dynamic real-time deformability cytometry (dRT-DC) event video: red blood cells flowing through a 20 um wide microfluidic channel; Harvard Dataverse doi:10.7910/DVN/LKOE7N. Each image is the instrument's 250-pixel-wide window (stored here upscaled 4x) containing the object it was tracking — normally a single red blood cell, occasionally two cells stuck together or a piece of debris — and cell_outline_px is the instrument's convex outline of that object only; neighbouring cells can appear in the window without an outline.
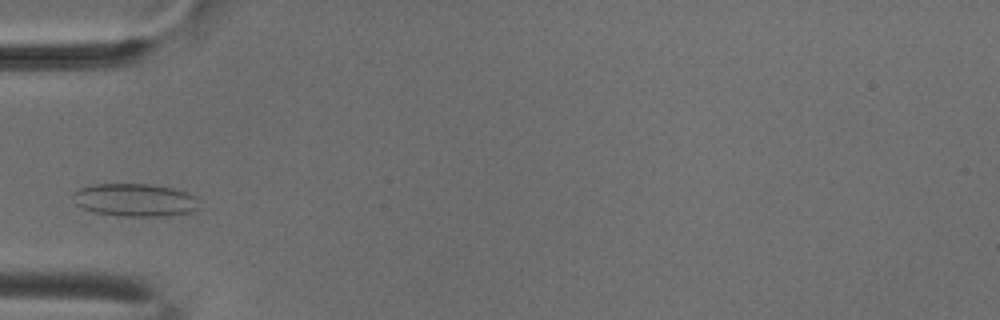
{"species": "common noctule bat (a hibernating species)", "species_latin": "Nyctalus noctula", "temperature_condition": "cold", "stored_images_in_passage": 4, "camera_frame_rate_fps": 3000, "um_per_image_px": 0.085, "animal": {"sex": "male", "body_mass_g": 18.8}, "frame": {"image": 1, "passage_image": 3, "time_ms": 0.667, "image_size_px": [1000, 320], "cell_outline_px": [[200, 208], [192, 212], [168, 216], [120, 216], [92, 212], [76, 204], [72, 196], [72, 192], [80, 188], [92, 184], [152, 184], [172, 188], [196, 196], [200, 200]], "centroid_in_image_um": [11.5, 17.0], "position_along_channel_um": 73.5, "area_um2": 24.51}}